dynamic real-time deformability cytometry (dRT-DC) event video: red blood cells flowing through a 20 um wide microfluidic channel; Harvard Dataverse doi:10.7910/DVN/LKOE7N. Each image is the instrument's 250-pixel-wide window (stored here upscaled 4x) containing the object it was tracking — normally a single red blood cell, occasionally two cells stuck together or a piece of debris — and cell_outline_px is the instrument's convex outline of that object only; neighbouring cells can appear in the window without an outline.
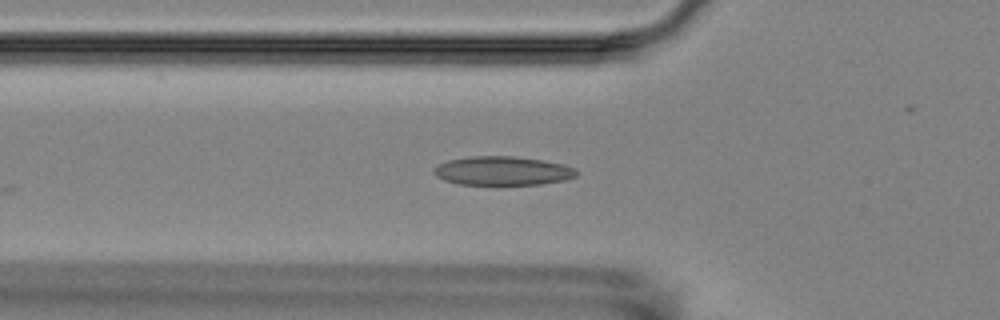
{"species": "Egyptian fruit bat (a non-hibernating species)", "species_latin": "Rousettus aegyptiacus", "temperature_condition": "room temperature", "stored_images_in_passage": 7, "camera_frame_rate_fps": 3000, "um_per_image_px": 0.085, "animal": {"sex": "female"}, "frame": {"image": 1, "passage_image": 6, "time_ms": 5.667, "image_size_px": [1000, 320], "cell_outline_px": [[580, 172], [576, 176], [564, 180], [540, 184], [496, 188], [460, 184], [444, 180], [436, 176], [432, 172], [432, 168], [448, 160], [468, 156], [516, 156], [564, 164], [576, 168]], "centroid_in_image_um": [42.71, 14.57], "position_along_channel_um": 83.1, "area_um2": 25.2}}